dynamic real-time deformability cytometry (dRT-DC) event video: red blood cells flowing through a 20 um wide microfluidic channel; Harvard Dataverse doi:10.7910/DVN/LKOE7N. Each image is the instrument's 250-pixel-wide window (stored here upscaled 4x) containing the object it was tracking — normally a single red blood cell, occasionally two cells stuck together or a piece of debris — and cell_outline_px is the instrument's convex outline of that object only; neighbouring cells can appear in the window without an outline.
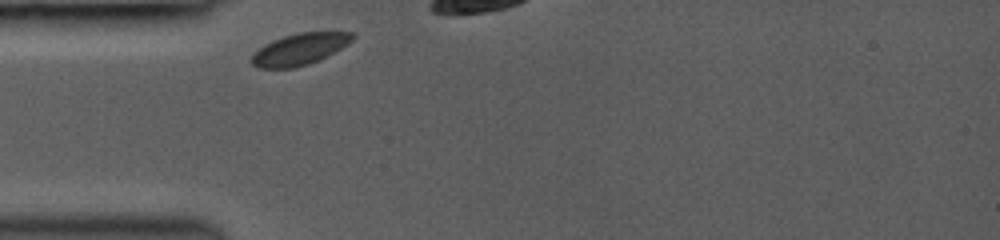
{"species": "common noctule bat (a hibernating species)", "species_latin": "Nyctalus noctula", "temperature_condition": "room temperature", "stored_images_in_passage": 21, "camera_frame_rate_fps": 3000, "um_per_image_px": 0.085, "animal": {"sex": "female", "body_mass_g": 19.0, "forearm_length_mm": 53.3}, "frame": {"image": 1, "passage_image": 1, "time_ms": 0.0, "image_size_px": [1000, 240], "cell_outline_px": [[356, 36], [348, 44], [308, 64], [292, 68], [260, 68], [252, 64], [248, 60], [252, 52], [264, 44], [284, 36], [300, 32], [352, 32]], "centroid_in_image_um": [25.4, 4.18], "position_along_channel_um": 59.6, "area_um2": 18.38}}
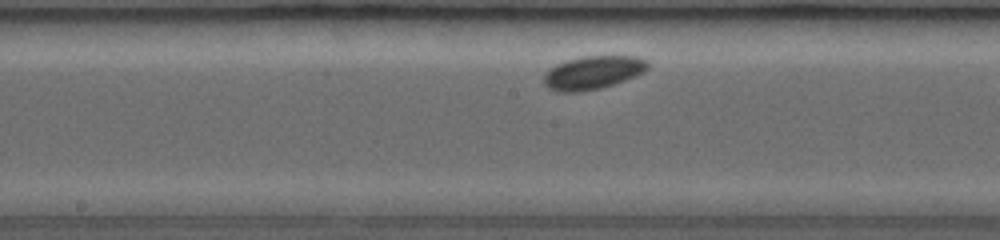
{"frame": {"image": 2, "passage_image": 10, "time_ms": 3.667, "image_size_px": [1000, 240], "cell_outline_px": [[648, 68], [644, 72], [636, 76], [600, 88], [580, 92], [556, 92], [548, 88], [544, 84], [544, 72], [548, 68], [556, 64], [568, 60], [584, 56], [636, 56], [648, 60]], "centroid_in_image_um": [50.37, 6.17], "position_along_channel_um": 197.8, "area_um2": 20.29}}
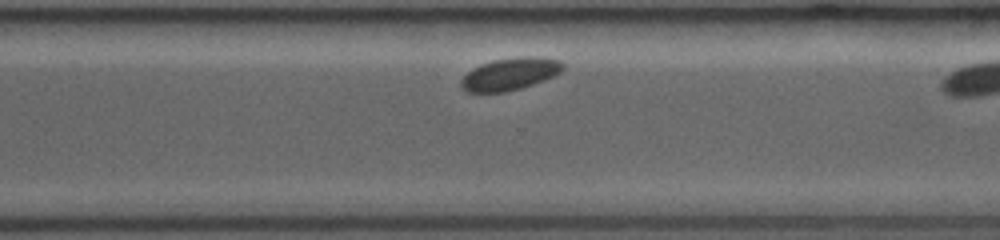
{"frame": {"image": 3, "passage_image": 19, "time_ms": 7.0, "image_size_px": [1000, 240], "cell_outline_px": [[564, 68], [556, 76], [520, 88], [504, 92], [468, 92], [460, 88], [460, 80], [472, 68], [492, 60], [524, 56], [536, 56], [560, 60], [564, 64]], "centroid_in_image_um": [43.36, 6.28], "position_along_channel_um": 327.2, "area_um2": 19.25}}